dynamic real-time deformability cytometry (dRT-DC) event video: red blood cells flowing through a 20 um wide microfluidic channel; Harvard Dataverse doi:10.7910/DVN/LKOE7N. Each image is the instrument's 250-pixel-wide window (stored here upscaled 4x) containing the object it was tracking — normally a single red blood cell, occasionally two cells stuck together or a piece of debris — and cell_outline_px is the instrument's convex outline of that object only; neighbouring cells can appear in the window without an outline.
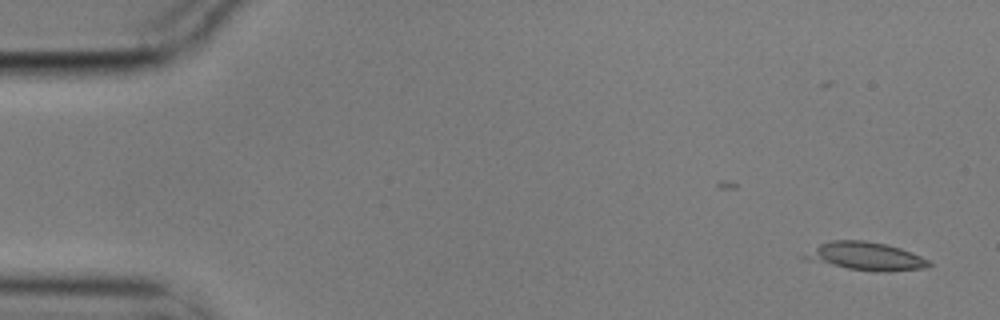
{"species": "common noctule bat (a hibernating species)", "species_latin": "Nyctalus noctula", "temperature_condition": "cold", "stored_images_in_passage": 6, "camera_frame_rate_fps": 3000, "um_per_image_px": 0.085, "animal": {"sex": "male", "body_mass_g": 17.9}, "frame": {"image": 1, "passage_image": 1, "time_ms": 0.0, "image_size_px": [1000, 320], "cell_outline_px": [[932, 264], [928, 268], [888, 272], [876, 272], [848, 268], [804, 260], [800, 256], [820, 244], [832, 240], [864, 240], [888, 244], [912, 252], [928, 260]], "centroid_in_image_um": [73.59, 21.79], "position_along_channel_um": 11.4, "area_um2": 20.58}}